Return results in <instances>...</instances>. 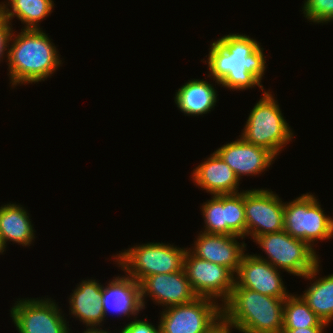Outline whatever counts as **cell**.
Instances as JSON below:
<instances>
[{"instance_id": "cell-8", "label": "cell", "mask_w": 333, "mask_h": 333, "mask_svg": "<svg viewBox=\"0 0 333 333\" xmlns=\"http://www.w3.org/2000/svg\"><path fill=\"white\" fill-rule=\"evenodd\" d=\"M208 297L169 306L161 312L159 333H211L222 323V305Z\"/></svg>"}, {"instance_id": "cell-5", "label": "cell", "mask_w": 333, "mask_h": 333, "mask_svg": "<svg viewBox=\"0 0 333 333\" xmlns=\"http://www.w3.org/2000/svg\"><path fill=\"white\" fill-rule=\"evenodd\" d=\"M187 248L165 243L136 245L117 254L115 262L126 272V276L140 283L154 274H169L184 269Z\"/></svg>"}, {"instance_id": "cell-16", "label": "cell", "mask_w": 333, "mask_h": 333, "mask_svg": "<svg viewBox=\"0 0 333 333\" xmlns=\"http://www.w3.org/2000/svg\"><path fill=\"white\" fill-rule=\"evenodd\" d=\"M192 179L211 195L240 193L239 178L215 151L193 170Z\"/></svg>"}, {"instance_id": "cell-12", "label": "cell", "mask_w": 333, "mask_h": 333, "mask_svg": "<svg viewBox=\"0 0 333 333\" xmlns=\"http://www.w3.org/2000/svg\"><path fill=\"white\" fill-rule=\"evenodd\" d=\"M140 300L145 308V297L164 307L192 302L198 296L193 292L185 270L169 274H154L145 277L140 283ZM147 295V296H146Z\"/></svg>"}, {"instance_id": "cell-25", "label": "cell", "mask_w": 333, "mask_h": 333, "mask_svg": "<svg viewBox=\"0 0 333 333\" xmlns=\"http://www.w3.org/2000/svg\"><path fill=\"white\" fill-rule=\"evenodd\" d=\"M228 235L245 238L246 218L244 209V190L236 194H227Z\"/></svg>"}, {"instance_id": "cell-13", "label": "cell", "mask_w": 333, "mask_h": 333, "mask_svg": "<svg viewBox=\"0 0 333 333\" xmlns=\"http://www.w3.org/2000/svg\"><path fill=\"white\" fill-rule=\"evenodd\" d=\"M277 268L269 262L247 253L242 256L239 269L235 274V283L241 288H248L260 294L287 298L290 294Z\"/></svg>"}, {"instance_id": "cell-24", "label": "cell", "mask_w": 333, "mask_h": 333, "mask_svg": "<svg viewBox=\"0 0 333 333\" xmlns=\"http://www.w3.org/2000/svg\"><path fill=\"white\" fill-rule=\"evenodd\" d=\"M203 233L228 235L227 194L213 195L202 205Z\"/></svg>"}, {"instance_id": "cell-17", "label": "cell", "mask_w": 333, "mask_h": 333, "mask_svg": "<svg viewBox=\"0 0 333 333\" xmlns=\"http://www.w3.org/2000/svg\"><path fill=\"white\" fill-rule=\"evenodd\" d=\"M100 284L95 279L82 280L69 298L71 314L86 325V331L103 330L100 326L105 313L101 303L103 285Z\"/></svg>"}, {"instance_id": "cell-29", "label": "cell", "mask_w": 333, "mask_h": 333, "mask_svg": "<svg viewBox=\"0 0 333 333\" xmlns=\"http://www.w3.org/2000/svg\"><path fill=\"white\" fill-rule=\"evenodd\" d=\"M325 327H308L298 329H283V333H324Z\"/></svg>"}, {"instance_id": "cell-4", "label": "cell", "mask_w": 333, "mask_h": 333, "mask_svg": "<svg viewBox=\"0 0 333 333\" xmlns=\"http://www.w3.org/2000/svg\"><path fill=\"white\" fill-rule=\"evenodd\" d=\"M256 242L268 258L256 257L269 262L277 269H284L294 276L313 280L319 275L320 260L308 243L289 235L285 230L257 236Z\"/></svg>"}, {"instance_id": "cell-21", "label": "cell", "mask_w": 333, "mask_h": 333, "mask_svg": "<svg viewBox=\"0 0 333 333\" xmlns=\"http://www.w3.org/2000/svg\"><path fill=\"white\" fill-rule=\"evenodd\" d=\"M8 4L0 3V12L11 23L17 17L25 23L23 29H40L39 23L51 14L54 7L53 0H7ZM10 3V4H9ZM10 6V9L8 6Z\"/></svg>"}, {"instance_id": "cell-31", "label": "cell", "mask_w": 333, "mask_h": 333, "mask_svg": "<svg viewBox=\"0 0 333 333\" xmlns=\"http://www.w3.org/2000/svg\"><path fill=\"white\" fill-rule=\"evenodd\" d=\"M83 333H109L106 330H96V331H84Z\"/></svg>"}, {"instance_id": "cell-2", "label": "cell", "mask_w": 333, "mask_h": 333, "mask_svg": "<svg viewBox=\"0 0 333 333\" xmlns=\"http://www.w3.org/2000/svg\"><path fill=\"white\" fill-rule=\"evenodd\" d=\"M8 47L12 87L44 81L62 64L54 43L41 29H21L16 36L12 31Z\"/></svg>"}, {"instance_id": "cell-20", "label": "cell", "mask_w": 333, "mask_h": 333, "mask_svg": "<svg viewBox=\"0 0 333 333\" xmlns=\"http://www.w3.org/2000/svg\"><path fill=\"white\" fill-rule=\"evenodd\" d=\"M175 104L186 115L207 114L217 102V91L213 84L203 79L189 80L175 94Z\"/></svg>"}, {"instance_id": "cell-32", "label": "cell", "mask_w": 333, "mask_h": 333, "mask_svg": "<svg viewBox=\"0 0 333 333\" xmlns=\"http://www.w3.org/2000/svg\"><path fill=\"white\" fill-rule=\"evenodd\" d=\"M4 250L2 249L1 240H0V253L3 254Z\"/></svg>"}, {"instance_id": "cell-9", "label": "cell", "mask_w": 333, "mask_h": 333, "mask_svg": "<svg viewBox=\"0 0 333 333\" xmlns=\"http://www.w3.org/2000/svg\"><path fill=\"white\" fill-rule=\"evenodd\" d=\"M58 305L49 298L21 299L10 310L19 333H70Z\"/></svg>"}, {"instance_id": "cell-22", "label": "cell", "mask_w": 333, "mask_h": 333, "mask_svg": "<svg viewBox=\"0 0 333 333\" xmlns=\"http://www.w3.org/2000/svg\"><path fill=\"white\" fill-rule=\"evenodd\" d=\"M310 284L300 296L321 321L329 325L333 320V274Z\"/></svg>"}, {"instance_id": "cell-15", "label": "cell", "mask_w": 333, "mask_h": 333, "mask_svg": "<svg viewBox=\"0 0 333 333\" xmlns=\"http://www.w3.org/2000/svg\"><path fill=\"white\" fill-rule=\"evenodd\" d=\"M236 238L242 237L207 234L201 231L194 242V248L188 250L200 259L228 268L235 275L246 247L244 242L239 243Z\"/></svg>"}, {"instance_id": "cell-23", "label": "cell", "mask_w": 333, "mask_h": 333, "mask_svg": "<svg viewBox=\"0 0 333 333\" xmlns=\"http://www.w3.org/2000/svg\"><path fill=\"white\" fill-rule=\"evenodd\" d=\"M326 326L328 327V324L321 321L300 295L290 294L285 299L283 308V329Z\"/></svg>"}, {"instance_id": "cell-28", "label": "cell", "mask_w": 333, "mask_h": 333, "mask_svg": "<svg viewBox=\"0 0 333 333\" xmlns=\"http://www.w3.org/2000/svg\"><path fill=\"white\" fill-rule=\"evenodd\" d=\"M120 333H159V327L156 328L152 323L146 320H137L135 317L134 321L126 324Z\"/></svg>"}, {"instance_id": "cell-30", "label": "cell", "mask_w": 333, "mask_h": 333, "mask_svg": "<svg viewBox=\"0 0 333 333\" xmlns=\"http://www.w3.org/2000/svg\"><path fill=\"white\" fill-rule=\"evenodd\" d=\"M232 328L228 325H225L223 322L214 329L211 333H231Z\"/></svg>"}, {"instance_id": "cell-6", "label": "cell", "mask_w": 333, "mask_h": 333, "mask_svg": "<svg viewBox=\"0 0 333 333\" xmlns=\"http://www.w3.org/2000/svg\"><path fill=\"white\" fill-rule=\"evenodd\" d=\"M263 92V97L249 114L241 137L248 143L268 149L277 157L294 135L274 96L271 92Z\"/></svg>"}, {"instance_id": "cell-3", "label": "cell", "mask_w": 333, "mask_h": 333, "mask_svg": "<svg viewBox=\"0 0 333 333\" xmlns=\"http://www.w3.org/2000/svg\"><path fill=\"white\" fill-rule=\"evenodd\" d=\"M286 298L260 294L236 283L222 303V322L242 333H283Z\"/></svg>"}, {"instance_id": "cell-11", "label": "cell", "mask_w": 333, "mask_h": 333, "mask_svg": "<svg viewBox=\"0 0 333 333\" xmlns=\"http://www.w3.org/2000/svg\"><path fill=\"white\" fill-rule=\"evenodd\" d=\"M184 270L193 292L198 297L229 298L235 284V275L221 265L194 256L187 248Z\"/></svg>"}, {"instance_id": "cell-1", "label": "cell", "mask_w": 333, "mask_h": 333, "mask_svg": "<svg viewBox=\"0 0 333 333\" xmlns=\"http://www.w3.org/2000/svg\"><path fill=\"white\" fill-rule=\"evenodd\" d=\"M207 62L209 74L222 87L247 90L259 86L266 69V57L259 42L243 34H228L211 42ZM212 76V77H211Z\"/></svg>"}, {"instance_id": "cell-7", "label": "cell", "mask_w": 333, "mask_h": 333, "mask_svg": "<svg viewBox=\"0 0 333 333\" xmlns=\"http://www.w3.org/2000/svg\"><path fill=\"white\" fill-rule=\"evenodd\" d=\"M311 193L284 203V230L294 238L308 243L333 238V218L326 216L319 201Z\"/></svg>"}, {"instance_id": "cell-18", "label": "cell", "mask_w": 333, "mask_h": 333, "mask_svg": "<svg viewBox=\"0 0 333 333\" xmlns=\"http://www.w3.org/2000/svg\"><path fill=\"white\" fill-rule=\"evenodd\" d=\"M102 306L104 309L105 317L109 310L126 317L138 315L139 311L143 309L140 300L139 283L132 278L118 276L103 286L102 292Z\"/></svg>"}, {"instance_id": "cell-14", "label": "cell", "mask_w": 333, "mask_h": 333, "mask_svg": "<svg viewBox=\"0 0 333 333\" xmlns=\"http://www.w3.org/2000/svg\"><path fill=\"white\" fill-rule=\"evenodd\" d=\"M215 152L231 167L239 180L241 176L261 174L276 159L268 149L248 143L241 136Z\"/></svg>"}, {"instance_id": "cell-10", "label": "cell", "mask_w": 333, "mask_h": 333, "mask_svg": "<svg viewBox=\"0 0 333 333\" xmlns=\"http://www.w3.org/2000/svg\"><path fill=\"white\" fill-rule=\"evenodd\" d=\"M269 189L244 191L246 237L253 240L260 235L284 230V202Z\"/></svg>"}, {"instance_id": "cell-26", "label": "cell", "mask_w": 333, "mask_h": 333, "mask_svg": "<svg viewBox=\"0 0 333 333\" xmlns=\"http://www.w3.org/2000/svg\"><path fill=\"white\" fill-rule=\"evenodd\" d=\"M302 11L309 22L333 21V0H305Z\"/></svg>"}, {"instance_id": "cell-27", "label": "cell", "mask_w": 333, "mask_h": 333, "mask_svg": "<svg viewBox=\"0 0 333 333\" xmlns=\"http://www.w3.org/2000/svg\"><path fill=\"white\" fill-rule=\"evenodd\" d=\"M12 23H10L0 12V61L1 58L6 57L4 54L8 55V53H5L6 50L8 51V45H9V40L11 37L12 31ZM11 25V26H10Z\"/></svg>"}, {"instance_id": "cell-19", "label": "cell", "mask_w": 333, "mask_h": 333, "mask_svg": "<svg viewBox=\"0 0 333 333\" xmlns=\"http://www.w3.org/2000/svg\"><path fill=\"white\" fill-rule=\"evenodd\" d=\"M21 206L9 203L0 207V240L4 251L8 241L30 246L35 238L29 213Z\"/></svg>"}]
</instances>
